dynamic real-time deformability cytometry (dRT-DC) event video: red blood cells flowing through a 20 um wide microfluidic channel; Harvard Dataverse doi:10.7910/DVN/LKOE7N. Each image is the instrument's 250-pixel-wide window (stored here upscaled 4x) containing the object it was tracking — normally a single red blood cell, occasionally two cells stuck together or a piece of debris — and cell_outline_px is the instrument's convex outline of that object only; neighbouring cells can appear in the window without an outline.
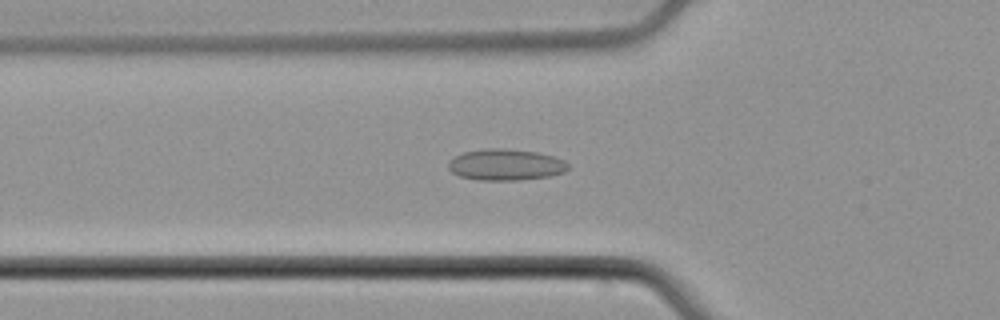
{"species": "common noctule bat (a hibernating species)", "species_latin": "Nyctalus noctula", "temperature_condition": "cold", "stored_images_in_passage": 47, "camera_frame_rate_fps": 3000, "um_per_image_px": 0.085, "animal": {"sex": "male", "body_mass_g": 21.5, "forearm_length_mm": 52.0}, "frame": {"image": 1, "passage_image": 15, "time_ms": 4.667, "image_size_px": [1000, 320], "cell_outline_px": [[568, 168], [564, 172], [548, 176], [520, 180], [476, 180], [460, 176], [452, 172], [448, 168], [448, 164], [456, 156], [464, 152], [488, 148], [504, 148], [536, 152], [552, 156], [564, 160], [568, 164]], "centroid_in_image_um": [42.98, 14.0], "position_along_channel_um": 82.8, "area_um2": 21.68}}
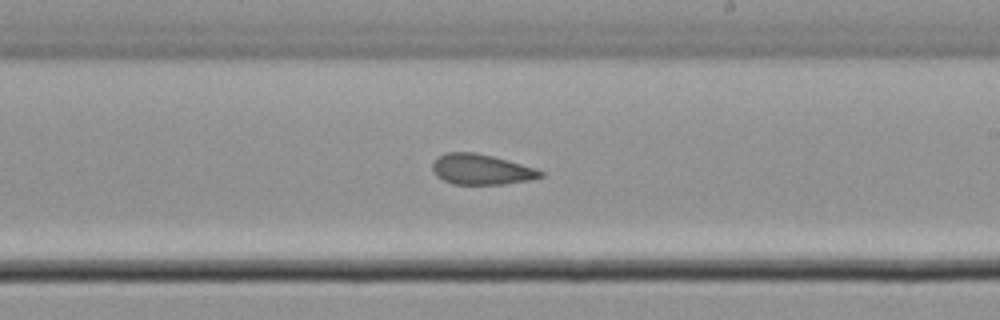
{"frame": {"image": 2, "passage_image": 28, "time_ms": 9.0, "image_size_px": [1000, 320], "cell_outline_px": [[544, 176], [532, 180], [504, 184], [452, 184], [436, 176], [432, 168], [432, 164], [436, 156], [448, 152], [472, 152], [492, 156], [536, 168], [544, 172]], "centroid_in_image_um": [40.91, 14.4], "position_along_channel_um": 248.1, "area_um2": 19.25}}
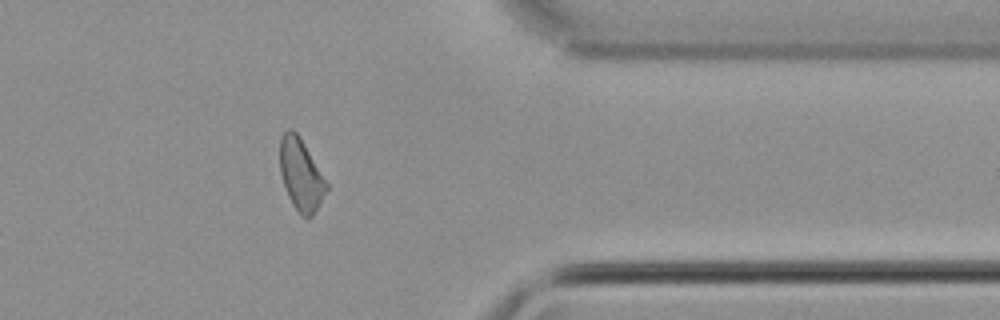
{"frame": {"image": 3, "passage_image": 40, "time_ms": 13.0, "image_size_px": [1000, 320], "cell_outline_px": [[328, 188], [312, 216], [308, 220], [300, 216], [292, 204], [288, 196], [280, 172], [280, 136], [288, 128], [292, 128], [300, 136], [328, 184]], "centroid_in_image_um": [25.57, 14.85], "position_along_channel_um": 385.8, "area_um2": 19.48}, "authors_computed_cell_mechanics": {"area_um2": 19.8832, "velocity_mm_per_s": 3.8115, "shape_relaxation_time_tau1_ms": 5.6313, "shape_relaxation_time_tau2_ms": 1.4546, "deformation_change_tau1": 0.0686, "deformation_change_tau2": 0.0715}}